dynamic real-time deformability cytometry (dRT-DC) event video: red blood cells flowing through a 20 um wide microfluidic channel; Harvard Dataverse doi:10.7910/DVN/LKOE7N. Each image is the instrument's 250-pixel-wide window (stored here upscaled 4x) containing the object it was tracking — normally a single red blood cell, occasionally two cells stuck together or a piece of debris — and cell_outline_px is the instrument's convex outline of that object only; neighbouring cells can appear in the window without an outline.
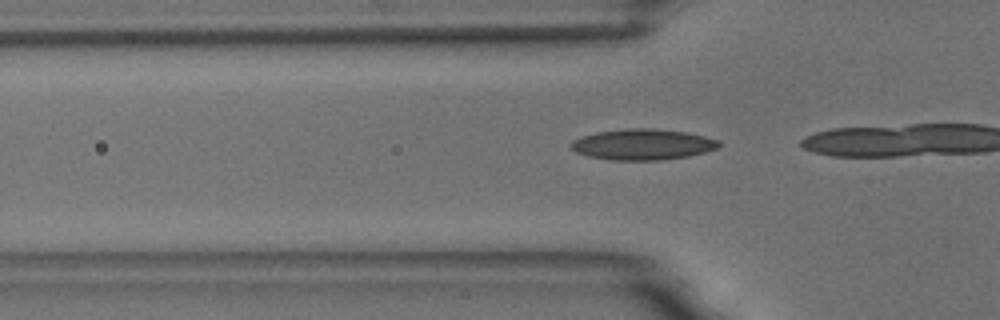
{"species": "common noctule bat (a hibernating species)", "species_latin": "Nyctalus noctula", "temperature_condition": "room temperature", "stored_images_in_passage": 15, "camera_frame_rate_fps": 3000, "um_per_image_px": 0.085, "animal": {"sex": "male", "body_mass_g": 18.8}, "frame": {"image": 1, "passage_image": 11, "time_ms": 3.333, "image_size_px": [1000, 320], "cell_outline_px": [[720, 144], [716, 148], [704, 152], [688, 156], [660, 160], [612, 160], [588, 156], [576, 152], [568, 144], [572, 140], [596, 132], [632, 128], [652, 128], [688, 132], [720, 140]], "centroid_in_image_um": [54.62, 12.27], "position_along_channel_um": 71.2, "area_um2": 26.53}}